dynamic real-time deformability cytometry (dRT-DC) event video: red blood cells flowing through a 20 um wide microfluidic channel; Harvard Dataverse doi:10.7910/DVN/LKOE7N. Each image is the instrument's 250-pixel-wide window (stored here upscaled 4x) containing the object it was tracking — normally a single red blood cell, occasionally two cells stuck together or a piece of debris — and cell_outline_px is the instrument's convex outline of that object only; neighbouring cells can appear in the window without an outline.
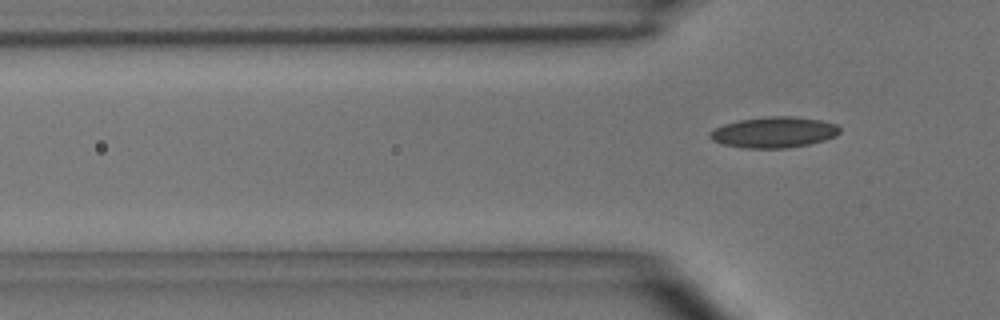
{"species": "common noctule bat (a hibernating species)", "species_latin": "Nyctalus noctula", "temperature_condition": "room temperature", "stored_images_in_passage": 3, "segment_of_instrument_passage": [2, 2], "camera_frame_rate_fps": 3000, "um_per_image_px": 0.085, "animal": {"sex": "male", "body_mass_g": 15.6}, "frame": {"image": 1, "passage_image": 3, "time_ms": 2.333, "image_size_px": [1000, 320], "cell_outline_px": [[840, 132], [836, 136], [824, 140], [808, 144], [788, 148], [744, 148], [724, 144], [712, 140], [708, 136], [708, 132], [724, 124], [740, 120], [764, 116], [792, 116], [820, 120], [836, 124], [840, 128]], "centroid_in_image_um": [65.78, 11.24], "position_along_channel_um": 60.0, "area_um2": 23.35}}